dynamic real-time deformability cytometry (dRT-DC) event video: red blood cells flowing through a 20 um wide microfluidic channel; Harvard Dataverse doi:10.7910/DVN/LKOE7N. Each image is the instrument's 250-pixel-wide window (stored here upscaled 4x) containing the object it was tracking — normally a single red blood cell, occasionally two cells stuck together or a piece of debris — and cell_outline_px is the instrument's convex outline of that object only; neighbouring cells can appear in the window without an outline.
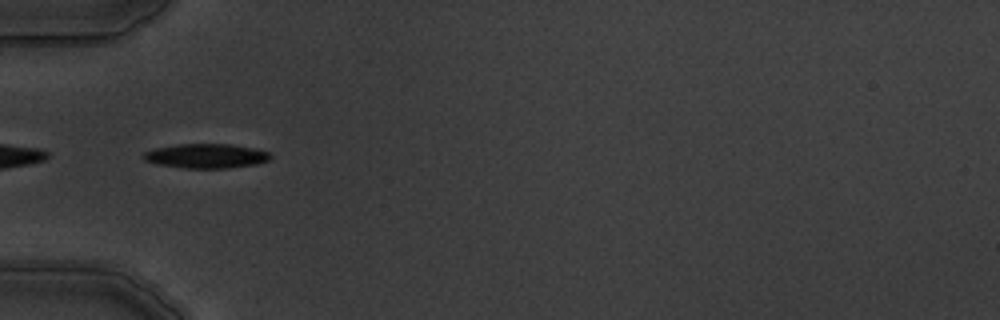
{"species": "common noctule bat (a hibernating species)", "species_latin": "Nyctalus noctula", "temperature_condition": "warm", "stored_images_in_passage": 2, "camera_frame_rate_fps": 3000, "um_per_image_px": 0.085, "animal": {"sex": "male", "body_mass_g": 19.5, "forearm_length_mm": 54.6}, "frame": {"image": 1, "passage_image": 2, "time_ms": 1.0, "image_size_px": [1000, 320], "cell_outline_px": [[272, 156], [268, 160], [256, 164], [228, 168], [184, 168], [156, 164], [144, 160], [140, 156], [144, 152], [156, 148], [176, 144], [232, 144], [256, 148], [268, 152]], "centroid_in_image_um": [17.5, 13.25], "position_along_channel_um": 67.5, "area_um2": 18.21}}